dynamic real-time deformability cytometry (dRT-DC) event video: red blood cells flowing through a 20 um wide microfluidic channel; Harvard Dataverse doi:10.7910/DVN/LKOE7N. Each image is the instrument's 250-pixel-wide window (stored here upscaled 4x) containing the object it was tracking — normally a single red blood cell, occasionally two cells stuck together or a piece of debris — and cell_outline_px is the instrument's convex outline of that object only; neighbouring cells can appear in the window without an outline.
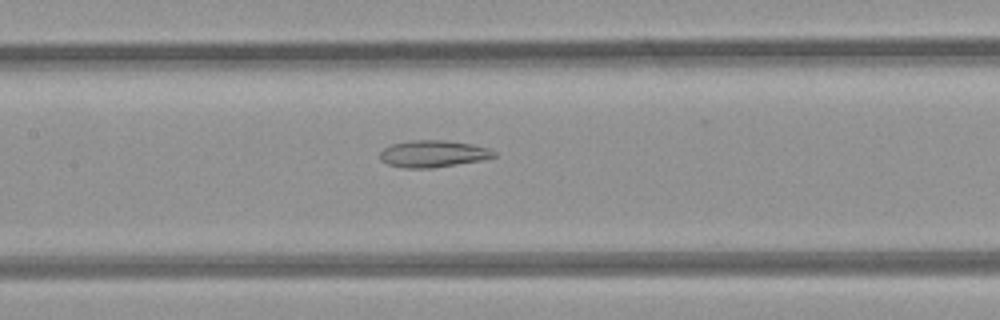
{"species": "common noctule bat (a hibernating species)", "species_latin": "Nyctalus noctula", "temperature_condition": "room temperature", "stored_images_in_passage": 37, "camera_frame_rate_fps": 3000, "um_per_image_px": 0.085, "animal": {"sex": "female", "body_mass_g": 21.9}, "frame": {"image": 1, "passage_image": 13, "time_ms": 4.0, "image_size_px": [1000, 320], "cell_outline_px": [[496, 156], [480, 160], [432, 168], [404, 168], [388, 164], [380, 160], [380, 152], [384, 148], [392, 144], [412, 140], [444, 140], [472, 144], [488, 148], [496, 152]], "centroid_in_image_um": [36.79, 13.07], "position_along_channel_um": 170.6, "area_um2": 17.74}}
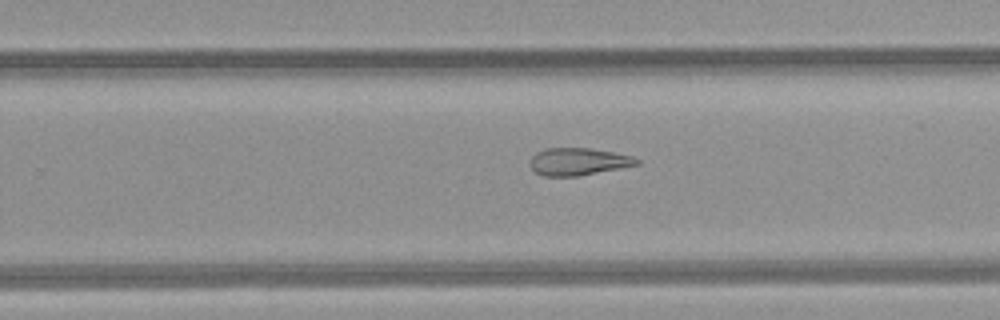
{"frame": {"image": 2, "passage_image": 21, "time_ms": 6.667, "image_size_px": [1000, 320], "cell_outline_px": [[640, 164], [580, 176], [544, 176], [536, 172], [528, 164], [528, 160], [536, 152], [548, 148], [588, 148], [612, 152], [632, 156], [640, 160]], "centroid_in_image_um": [49.13, 13.74], "position_along_channel_um": 280.7, "area_um2": 17.05}}
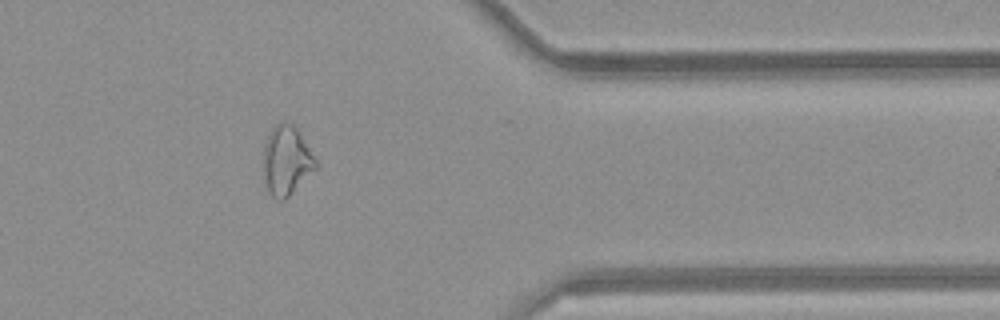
{"frame": {"image": 3, "passage_image": 30, "time_ms": 9.667, "image_size_px": [1000, 320], "cell_outline_px": [[316, 168], [284, 200], [276, 200], [272, 196], [264, 180], [264, 144], [272, 128], [280, 120], [284, 120], [292, 124], [300, 132], [316, 160]], "centroid_in_image_um": [24.34, 13.61], "position_along_channel_um": 387.1, "area_um2": 20.87}}